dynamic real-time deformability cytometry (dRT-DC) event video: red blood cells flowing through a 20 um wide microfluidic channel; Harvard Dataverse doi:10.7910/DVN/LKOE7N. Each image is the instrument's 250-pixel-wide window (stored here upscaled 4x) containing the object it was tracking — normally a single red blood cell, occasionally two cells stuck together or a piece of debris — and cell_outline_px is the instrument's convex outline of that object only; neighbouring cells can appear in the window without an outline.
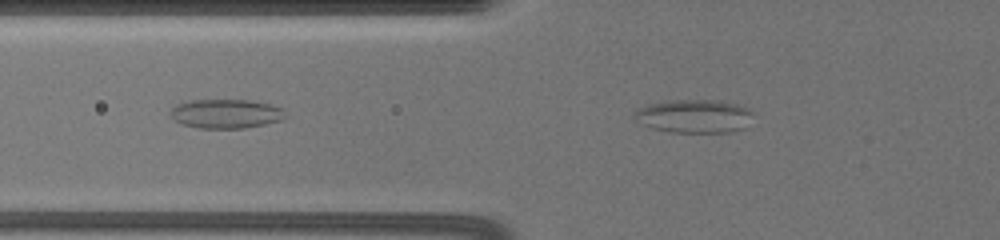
{"species": "common noctule bat (a hibernating species)", "species_latin": "Nyctalus noctula", "temperature_condition": "warm", "stored_images_in_passage": 44, "camera_frame_rate_fps": 3000, "um_per_image_px": 0.085, "animal": {"sex": "female", "body_mass_g": 19.5, "forearm_length_mm": 54.1}, "frame": {"image": 1, "passage_image": 7, "time_ms": 2.0, "image_size_px": [1000, 240], "cell_outline_px": [[752, 112], [744, 128], [728, 132], [668, 132], [652, 128], [636, 120], [632, 116], [632, 112], [636, 108], [648, 104], [668, 100], [716, 100], [736, 104], [748, 108]], "centroid_in_image_um": [58.92, 9.86], "position_along_channel_um": 66.9, "area_um2": 23.06}}
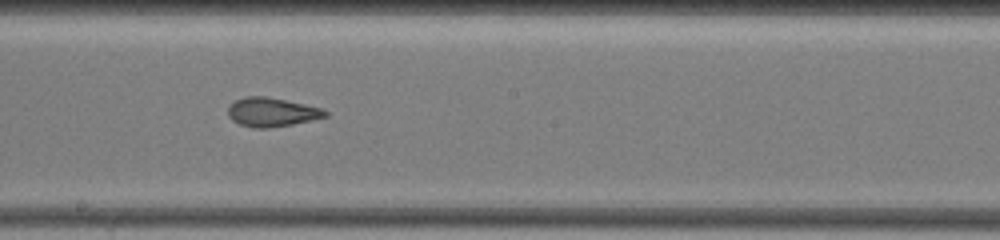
{"frame": {"image": 2, "passage_image": 21, "time_ms": 6.667, "image_size_px": [1000, 240], "cell_outline_px": [[328, 116], [312, 120], [292, 124], [268, 128], [252, 128], [240, 124], [232, 120], [228, 116], [228, 108], [236, 100], [244, 96], [264, 96], [324, 108], [328, 112]], "centroid_in_image_um": [23.11, 9.53], "position_along_channel_um": 225.1, "area_um2": 16.36}}
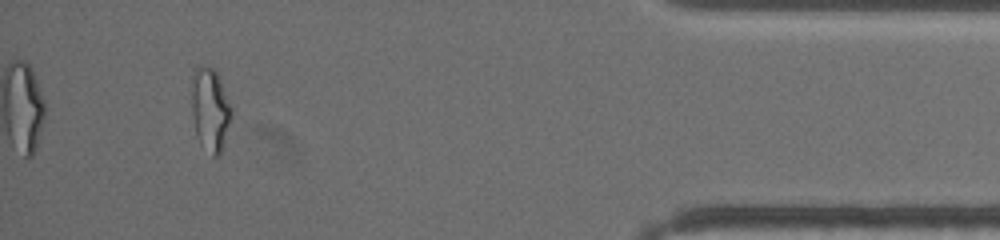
{"frame": {"image": 3, "passage_image": 41, "time_ms": 13.333, "image_size_px": [1000, 240], "cell_outline_px": [[232, 116], [224, 148], [220, 156], [212, 156], [200, 144], [196, 136], [192, 112], [192, 88], [196, 68], [212, 68], [220, 76], [232, 108]], "centroid_in_image_um": [17.91, 9.41], "position_along_channel_um": 417.3, "area_um2": 19.42}, "authors_computed_cell_mechanics": {"area_um2": 17.4556, "velocity_mm_per_s": 3.5854, "shape_relaxation_time_tau1_ms": null, "shape_relaxation_time_tau2_ms": 1.371, "deformation_change_tau1": null, "deformation_change_tau2": 0.0922}}